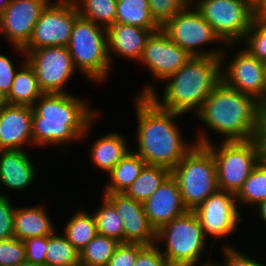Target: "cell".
Returning a JSON list of instances; mask_svg holds the SVG:
<instances>
[{"instance_id": "11", "label": "cell", "mask_w": 266, "mask_h": 266, "mask_svg": "<svg viewBox=\"0 0 266 266\" xmlns=\"http://www.w3.org/2000/svg\"><path fill=\"white\" fill-rule=\"evenodd\" d=\"M79 17L73 0L50 1L42 10L24 52L42 47L68 46L75 20Z\"/></svg>"}, {"instance_id": "36", "label": "cell", "mask_w": 266, "mask_h": 266, "mask_svg": "<svg viewBox=\"0 0 266 266\" xmlns=\"http://www.w3.org/2000/svg\"><path fill=\"white\" fill-rule=\"evenodd\" d=\"M15 207L10 197L0 192V240L14 237Z\"/></svg>"}, {"instance_id": "4", "label": "cell", "mask_w": 266, "mask_h": 266, "mask_svg": "<svg viewBox=\"0 0 266 266\" xmlns=\"http://www.w3.org/2000/svg\"><path fill=\"white\" fill-rule=\"evenodd\" d=\"M258 101L221 82L202 104L194 117L222 141H247L254 137Z\"/></svg>"}, {"instance_id": "33", "label": "cell", "mask_w": 266, "mask_h": 266, "mask_svg": "<svg viewBox=\"0 0 266 266\" xmlns=\"http://www.w3.org/2000/svg\"><path fill=\"white\" fill-rule=\"evenodd\" d=\"M119 245L117 240L97 234L80 252V266H107Z\"/></svg>"}, {"instance_id": "25", "label": "cell", "mask_w": 266, "mask_h": 266, "mask_svg": "<svg viewBox=\"0 0 266 266\" xmlns=\"http://www.w3.org/2000/svg\"><path fill=\"white\" fill-rule=\"evenodd\" d=\"M43 94L33 68L24 61L18 68L7 95L8 104L33 106Z\"/></svg>"}, {"instance_id": "2", "label": "cell", "mask_w": 266, "mask_h": 266, "mask_svg": "<svg viewBox=\"0 0 266 266\" xmlns=\"http://www.w3.org/2000/svg\"><path fill=\"white\" fill-rule=\"evenodd\" d=\"M137 116V150L147 165L162 166L170 171L194 147L180 131L178 118L183 114L162 109L149 96H135Z\"/></svg>"}, {"instance_id": "17", "label": "cell", "mask_w": 266, "mask_h": 266, "mask_svg": "<svg viewBox=\"0 0 266 266\" xmlns=\"http://www.w3.org/2000/svg\"><path fill=\"white\" fill-rule=\"evenodd\" d=\"M114 205L122 219L124 243L149 246L155 244L156 231L149 223L143 203L127 197L124 193H103Z\"/></svg>"}, {"instance_id": "15", "label": "cell", "mask_w": 266, "mask_h": 266, "mask_svg": "<svg viewBox=\"0 0 266 266\" xmlns=\"http://www.w3.org/2000/svg\"><path fill=\"white\" fill-rule=\"evenodd\" d=\"M51 0H12L0 16V33L15 48L17 55L26 56L28 43L42 10Z\"/></svg>"}, {"instance_id": "26", "label": "cell", "mask_w": 266, "mask_h": 266, "mask_svg": "<svg viewBox=\"0 0 266 266\" xmlns=\"http://www.w3.org/2000/svg\"><path fill=\"white\" fill-rule=\"evenodd\" d=\"M170 174L171 171L167 168L146 164L135 181L125 190L124 194L133 200L143 203Z\"/></svg>"}, {"instance_id": "3", "label": "cell", "mask_w": 266, "mask_h": 266, "mask_svg": "<svg viewBox=\"0 0 266 266\" xmlns=\"http://www.w3.org/2000/svg\"><path fill=\"white\" fill-rule=\"evenodd\" d=\"M221 82L220 57L193 56L163 81L162 97L157 94L158 90L152 84L144 85L136 96H149L162 109L184 116L192 112L194 116Z\"/></svg>"}, {"instance_id": "24", "label": "cell", "mask_w": 266, "mask_h": 266, "mask_svg": "<svg viewBox=\"0 0 266 266\" xmlns=\"http://www.w3.org/2000/svg\"><path fill=\"white\" fill-rule=\"evenodd\" d=\"M146 162L142 157L129 151L114 167L106 174L109 179L104 184L103 193H124L125 190L139 176Z\"/></svg>"}, {"instance_id": "28", "label": "cell", "mask_w": 266, "mask_h": 266, "mask_svg": "<svg viewBox=\"0 0 266 266\" xmlns=\"http://www.w3.org/2000/svg\"><path fill=\"white\" fill-rule=\"evenodd\" d=\"M65 223L63 234L79 253L98 234L95 219L86 209H78Z\"/></svg>"}, {"instance_id": "37", "label": "cell", "mask_w": 266, "mask_h": 266, "mask_svg": "<svg viewBox=\"0 0 266 266\" xmlns=\"http://www.w3.org/2000/svg\"><path fill=\"white\" fill-rule=\"evenodd\" d=\"M220 248L223 250L224 262L216 263V261H214L213 263L216 266H264L262 264L263 262H259V260L257 261L254 257L248 255V253H244L245 251H240L236 246L233 247L231 244L223 246L222 244V247Z\"/></svg>"}, {"instance_id": "42", "label": "cell", "mask_w": 266, "mask_h": 266, "mask_svg": "<svg viewBox=\"0 0 266 266\" xmlns=\"http://www.w3.org/2000/svg\"><path fill=\"white\" fill-rule=\"evenodd\" d=\"M133 266H170L156 244L145 246Z\"/></svg>"}, {"instance_id": "5", "label": "cell", "mask_w": 266, "mask_h": 266, "mask_svg": "<svg viewBox=\"0 0 266 266\" xmlns=\"http://www.w3.org/2000/svg\"><path fill=\"white\" fill-rule=\"evenodd\" d=\"M206 129L195 135V143L206 146L212 153L217 167L219 190L237 194L249 174L262 160L253 139L247 141H221L215 144ZM208 134V135H207ZM210 137V138H209ZM217 145V146H215Z\"/></svg>"}, {"instance_id": "44", "label": "cell", "mask_w": 266, "mask_h": 266, "mask_svg": "<svg viewBox=\"0 0 266 266\" xmlns=\"http://www.w3.org/2000/svg\"><path fill=\"white\" fill-rule=\"evenodd\" d=\"M256 128H266V97L258 101Z\"/></svg>"}, {"instance_id": "8", "label": "cell", "mask_w": 266, "mask_h": 266, "mask_svg": "<svg viewBox=\"0 0 266 266\" xmlns=\"http://www.w3.org/2000/svg\"><path fill=\"white\" fill-rule=\"evenodd\" d=\"M171 175L177 181L189 211L218 190L216 162L211 151L203 145L195 144L171 170Z\"/></svg>"}, {"instance_id": "20", "label": "cell", "mask_w": 266, "mask_h": 266, "mask_svg": "<svg viewBox=\"0 0 266 266\" xmlns=\"http://www.w3.org/2000/svg\"><path fill=\"white\" fill-rule=\"evenodd\" d=\"M34 162L25 150H0V184L11 192L26 190L38 176Z\"/></svg>"}, {"instance_id": "40", "label": "cell", "mask_w": 266, "mask_h": 266, "mask_svg": "<svg viewBox=\"0 0 266 266\" xmlns=\"http://www.w3.org/2000/svg\"><path fill=\"white\" fill-rule=\"evenodd\" d=\"M26 261L45 266V255L48 249V236L31 237L23 241Z\"/></svg>"}, {"instance_id": "51", "label": "cell", "mask_w": 266, "mask_h": 266, "mask_svg": "<svg viewBox=\"0 0 266 266\" xmlns=\"http://www.w3.org/2000/svg\"><path fill=\"white\" fill-rule=\"evenodd\" d=\"M264 73H265V97H266V62L264 66Z\"/></svg>"}, {"instance_id": "31", "label": "cell", "mask_w": 266, "mask_h": 266, "mask_svg": "<svg viewBox=\"0 0 266 266\" xmlns=\"http://www.w3.org/2000/svg\"><path fill=\"white\" fill-rule=\"evenodd\" d=\"M99 208L92 213L97 233L124 243V227L114 205L103 195Z\"/></svg>"}, {"instance_id": "43", "label": "cell", "mask_w": 266, "mask_h": 266, "mask_svg": "<svg viewBox=\"0 0 266 266\" xmlns=\"http://www.w3.org/2000/svg\"><path fill=\"white\" fill-rule=\"evenodd\" d=\"M253 140L262 159H266V128H256Z\"/></svg>"}, {"instance_id": "47", "label": "cell", "mask_w": 266, "mask_h": 266, "mask_svg": "<svg viewBox=\"0 0 266 266\" xmlns=\"http://www.w3.org/2000/svg\"><path fill=\"white\" fill-rule=\"evenodd\" d=\"M256 209H258L259 211V215L260 219L264 222V224L266 225V200L260 202L257 206H255ZM258 207V208H257Z\"/></svg>"}, {"instance_id": "19", "label": "cell", "mask_w": 266, "mask_h": 266, "mask_svg": "<svg viewBox=\"0 0 266 266\" xmlns=\"http://www.w3.org/2000/svg\"><path fill=\"white\" fill-rule=\"evenodd\" d=\"M32 115V106L7 104L0 110V150L33 147Z\"/></svg>"}, {"instance_id": "41", "label": "cell", "mask_w": 266, "mask_h": 266, "mask_svg": "<svg viewBox=\"0 0 266 266\" xmlns=\"http://www.w3.org/2000/svg\"><path fill=\"white\" fill-rule=\"evenodd\" d=\"M24 61H26L25 56H23V60H21L16 67L12 59L7 55L0 54V90L6 95H8L11 89L18 68Z\"/></svg>"}, {"instance_id": "23", "label": "cell", "mask_w": 266, "mask_h": 266, "mask_svg": "<svg viewBox=\"0 0 266 266\" xmlns=\"http://www.w3.org/2000/svg\"><path fill=\"white\" fill-rule=\"evenodd\" d=\"M126 139L123 134L114 131L97 138L89 148L93 166L108 174L131 150Z\"/></svg>"}, {"instance_id": "27", "label": "cell", "mask_w": 266, "mask_h": 266, "mask_svg": "<svg viewBox=\"0 0 266 266\" xmlns=\"http://www.w3.org/2000/svg\"><path fill=\"white\" fill-rule=\"evenodd\" d=\"M115 23L161 29L150 13L148 0H117Z\"/></svg>"}, {"instance_id": "35", "label": "cell", "mask_w": 266, "mask_h": 266, "mask_svg": "<svg viewBox=\"0 0 266 266\" xmlns=\"http://www.w3.org/2000/svg\"><path fill=\"white\" fill-rule=\"evenodd\" d=\"M26 260L25 246L15 237L0 240V266H18Z\"/></svg>"}, {"instance_id": "53", "label": "cell", "mask_w": 266, "mask_h": 266, "mask_svg": "<svg viewBox=\"0 0 266 266\" xmlns=\"http://www.w3.org/2000/svg\"><path fill=\"white\" fill-rule=\"evenodd\" d=\"M203 266H216V265L214 263H210V264L203 265Z\"/></svg>"}, {"instance_id": "12", "label": "cell", "mask_w": 266, "mask_h": 266, "mask_svg": "<svg viewBox=\"0 0 266 266\" xmlns=\"http://www.w3.org/2000/svg\"><path fill=\"white\" fill-rule=\"evenodd\" d=\"M26 61L33 68L43 93H70L65 89L78 71L65 46L42 47L24 52ZM65 89V90H64Z\"/></svg>"}, {"instance_id": "30", "label": "cell", "mask_w": 266, "mask_h": 266, "mask_svg": "<svg viewBox=\"0 0 266 266\" xmlns=\"http://www.w3.org/2000/svg\"><path fill=\"white\" fill-rule=\"evenodd\" d=\"M45 266H80V253L64 234L54 231L48 236Z\"/></svg>"}, {"instance_id": "32", "label": "cell", "mask_w": 266, "mask_h": 266, "mask_svg": "<svg viewBox=\"0 0 266 266\" xmlns=\"http://www.w3.org/2000/svg\"><path fill=\"white\" fill-rule=\"evenodd\" d=\"M79 16L104 28L115 24L117 0H73Z\"/></svg>"}, {"instance_id": "14", "label": "cell", "mask_w": 266, "mask_h": 266, "mask_svg": "<svg viewBox=\"0 0 266 266\" xmlns=\"http://www.w3.org/2000/svg\"><path fill=\"white\" fill-rule=\"evenodd\" d=\"M235 194L224 190H217L203 203L199 204L193 212L196 214L207 238L215 240L231 237L238 231L241 217Z\"/></svg>"}, {"instance_id": "9", "label": "cell", "mask_w": 266, "mask_h": 266, "mask_svg": "<svg viewBox=\"0 0 266 266\" xmlns=\"http://www.w3.org/2000/svg\"><path fill=\"white\" fill-rule=\"evenodd\" d=\"M191 4L225 45H239L253 24L254 6L246 0H192Z\"/></svg>"}, {"instance_id": "52", "label": "cell", "mask_w": 266, "mask_h": 266, "mask_svg": "<svg viewBox=\"0 0 266 266\" xmlns=\"http://www.w3.org/2000/svg\"><path fill=\"white\" fill-rule=\"evenodd\" d=\"M249 1L253 6L258 2V0H246Z\"/></svg>"}, {"instance_id": "10", "label": "cell", "mask_w": 266, "mask_h": 266, "mask_svg": "<svg viewBox=\"0 0 266 266\" xmlns=\"http://www.w3.org/2000/svg\"><path fill=\"white\" fill-rule=\"evenodd\" d=\"M161 29L169 38L192 56L221 57L225 44L215 34L211 25L191 4L171 18ZM222 45L220 48L201 50L209 44Z\"/></svg>"}, {"instance_id": "46", "label": "cell", "mask_w": 266, "mask_h": 266, "mask_svg": "<svg viewBox=\"0 0 266 266\" xmlns=\"http://www.w3.org/2000/svg\"><path fill=\"white\" fill-rule=\"evenodd\" d=\"M254 15L266 16V0H258L254 5Z\"/></svg>"}, {"instance_id": "22", "label": "cell", "mask_w": 266, "mask_h": 266, "mask_svg": "<svg viewBox=\"0 0 266 266\" xmlns=\"http://www.w3.org/2000/svg\"><path fill=\"white\" fill-rule=\"evenodd\" d=\"M56 228L44 205L15 207L14 237L25 241L31 237L50 236Z\"/></svg>"}, {"instance_id": "1", "label": "cell", "mask_w": 266, "mask_h": 266, "mask_svg": "<svg viewBox=\"0 0 266 266\" xmlns=\"http://www.w3.org/2000/svg\"><path fill=\"white\" fill-rule=\"evenodd\" d=\"M71 93H44L34 104L32 115L33 146H69L86 140L98 109Z\"/></svg>"}, {"instance_id": "39", "label": "cell", "mask_w": 266, "mask_h": 266, "mask_svg": "<svg viewBox=\"0 0 266 266\" xmlns=\"http://www.w3.org/2000/svg\"><path fill=\"white\" fill-rule=\"evenodd\" d=\"M144 247L141 244L120 243L107 266H133L138 253Z\"/></svg>"}, {"instance_id": "29", "label": "cell", "mask_w": 266, "mask_h": 266, "mask_svg": "<svg viewBox=\"0 0 266 266\" xmlns=\"http://www.w3.org/2000/svg\"><path fill=\"white\" fill-rule=\"evenodd\" d=\"M235 197L238 208L240 203L249 207L266 200V159H262L252 170Z\"/></svg>"}, {"instance_id": "16", "label": "cell", "mask_w": 266, "mask_h": 266, "mask_svg": "<svg viewBox=\"0 0 266 266\" xmlns=\"http://www.w3.org/2000/svg\"><path fill=\"white\" fill-rule=\"evenodd\" d=\"M192 57L160 29L153 32L148 38L138 62L146 66L155 79L163 82L167 77L177 72Z\"/></svg>"}, {"instance_id": "7", "label": "cell", "mask_w": 266, "mask_h": 266, "mask_svg": "<svg viewBox=\"0 0 266 266\" xmlns=\"http://www.w3.org/2000/svg\"><path fill=\"white\" fill-rule=\"evenodd\" d=\"M67 48L74 68L91 82L99 85L112 73L106 28L79 16L74 22Z\"/></svg>"}, {"instance_id": "34", "label": "cell", "mask_w": 266, "mask_h": 266, "mask_svg": "<svg viewBox=\"0 0 266 266\" xmlns=\"http://www.w3.org/2000/svg\"><path fill=\"white\" fill-rule=\"evenodd\" d=\"M155 22L163 27L178 12L191 5L192 0H148Z\"/></svg>"}, {"instance_id": "48", "label": "cell", "mask_w": 266, "mask_h": 266, "mask_svg": "<svg viewBox=\"0 0 266 266\" xmlns=\"http://www.w3.org/2000/svg\"><path fill=\"white\" fill-rule=\"evenodd\" d=\"M8 104L7 95L0 90V110Z\"/></svg>"}, {"instance_id": "18", "label": "cell", "mask_w": 266, "mask_h": 266, "mask_svg": "<svg viewBox=\"0 0 266 266\" xmlns=\"http://www.w3.org/2000/svg\"><path fill=\"white\" fill-rule=\"evenodd\" d=\"M143 207L149 223L155 231L189 211L184 205L178 183L171 174L143 202Z\"/></svg>"}, {"instance_id": "45", "label": "cell", "mask_w": 266, "mask_h": 266, "mask_svg": "<svg viewBox=\"0 0 266 266\" xmlns=\"http://www.w3.org/2000/svg\"><path fill=\"white\" fill-rule=\"evenodd\" d=\"M253 24L264 34L266 35V16L263 15H254Z\"/></svg>"}, {"instance_id": "49", "label": "cell", "mask_w": 266, "mask_h": 266, "mask_svg": "<svg viewBox=\"0 0 266 266\" xmlns=\"http://www.w3.org/2000/svg\"><path fill=\"white\" fill-rule=\"evenodd\" d=\"M12 0H0V16Z\"/></svg>"}, {"instance_id": "13", "label": "cell", "mask_w": 266, "mask_h": 266, "mask_svg": "<svg viewBox=\"0 0 266 266\" xmlns=\"http://www.w3.org/2000/svg\"><path fill=\"white\" fill-rule=\"evenodd\" d=\"M229 47L225 45L221 55V78L222 82L241 93L254 97L260 101L265 97V63L252 56L245 48L238 49L225 66Z\"/></svg>"}, {"instance_id": "21", "label": "cell", "mask_w": 266, "mask_h": 266, "mask_svg": "<svg viewBox=\"0 0 266 266\" xmlns=\"http://www.w3.org/2000/svg\"><path fill=\"white\" fill-rule=\"evenodd\" d=\"M106 30L108 55L112 66L114 55L126 60L139 61L148 38L160 29H143L129 24L115 23Z\"/></svg>"}, {"instance_id": "6", "label": "cell", "mask_w": 266, "mask_h": 266, "mask_svg": "<svg viewBox=\"0 0 266 266\" xmlns=\"http://www.w3.org/2000/svg\"><path fill=\"white\" fill-rule=\"evenodd\" d=\"M207 240L196 214L188 211L160 227L155 244L170 266H203L214 262L208 258L200 263Z\"/></svg>"}, {"instance_id": "38", "label": "cell", "mask_w": 266, "mask_h": 266, "mask_svg": "<svg viewBox=\"0 0 266 266\" xmlns=\"http://www.w3.org/2000/svg\"><path fill=\"white\" fill-rule=\"evenodd\" d=\"M243 43L244 47L252 56L261 62H266V35H264L254 24L250 27Z\"/></svg>"}, {"instance_id": "50", "label": "cell", "mask_w": 266, "mask_h": 266, "mask_svg": "<svg viewBox=\"0 0 266 266\" xmlns=\"http://www.w3.org/2000/svg\"><path fill=\"white\" fill-rule=\"evenodd\" d=\"M18 266H44V265L32 263V262L25 260L23 263L19 264Z\"/></svg>"}]
</instances>
